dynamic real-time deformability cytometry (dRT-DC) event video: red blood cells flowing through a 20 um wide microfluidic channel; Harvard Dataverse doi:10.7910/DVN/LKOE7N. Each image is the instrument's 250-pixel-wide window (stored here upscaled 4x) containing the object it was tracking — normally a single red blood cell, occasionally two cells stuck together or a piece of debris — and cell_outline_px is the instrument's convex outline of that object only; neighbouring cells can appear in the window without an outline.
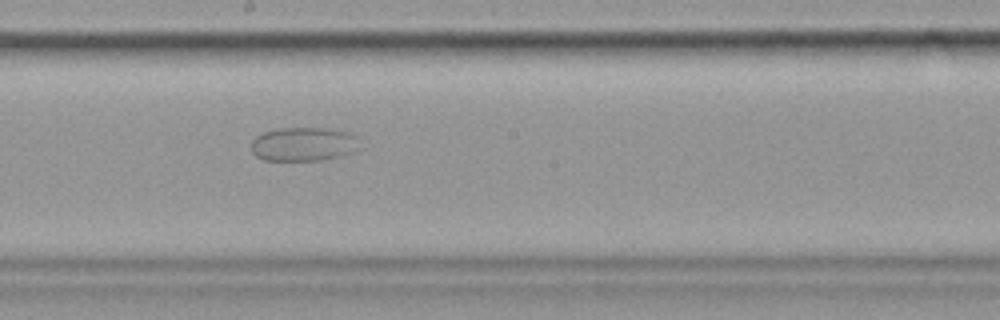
{"species": "common noctule bat (a hibernating species)", "species_latin": "Nyctalus noctula", "temperature_condition": "cold", "stored_images_in_passage": 57, "camera_frame_rate_fps": 3000, "um_per_image_px": 0.085, "animal": {"sex": "female", "body_mass_g": 19.9}, "frame": {"image": 1, "passage_image": 32, "time_ms": 10.333, "image_size_px": [1000, 320], "cell_outline_px": [[364, 148], [340, 156], [320, 160], [264, 160], [256, 156], [252, 152], [252, 140], [256, 136], [264, 132], [280, 128], [328, 128], [348, 132], [360, 136]], "centroid_in_image_um": [25.91, 12.24], "position_along_channel_um": 222.3, "area_um2": 21.85}}
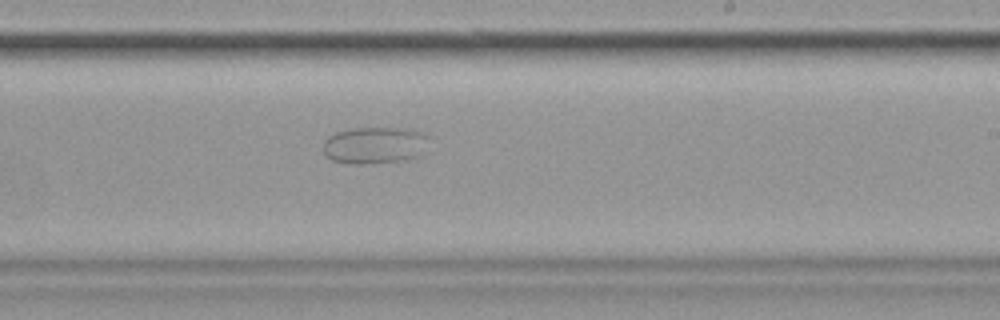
{"frame": {"image": 2, "passage_image": 35, "time_ms": 11.333, "image_size_px": [1000, 320], "cell_outline_px": [[432, 136], [420, 156], [408, 160], [364, 164], [356, 164], [332, 160], [324, 152], [324, 140], [328, 136], [336, 132], [352, 128], [412, 128], [424, 132]], "centroid_in_image_um": [31.93, 12.33], "position_along_channel_um": 257.1, "area_um2": 23.18}}